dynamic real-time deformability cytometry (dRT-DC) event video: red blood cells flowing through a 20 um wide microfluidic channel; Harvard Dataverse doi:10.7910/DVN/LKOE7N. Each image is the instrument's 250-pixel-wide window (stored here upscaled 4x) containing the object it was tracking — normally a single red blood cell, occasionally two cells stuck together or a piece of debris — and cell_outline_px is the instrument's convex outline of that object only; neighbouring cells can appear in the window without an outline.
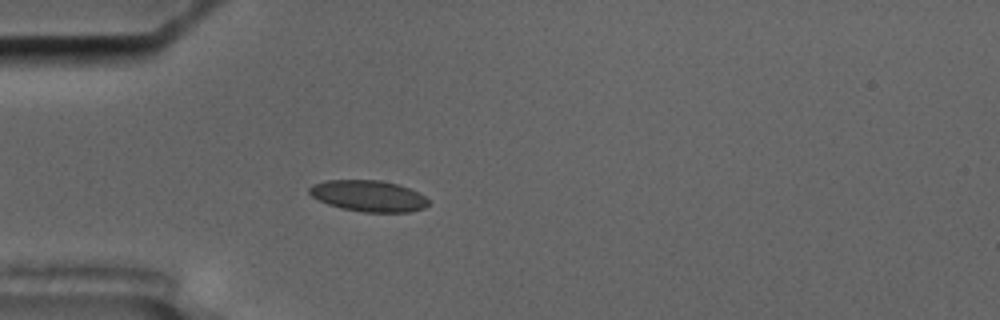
{"species": "common noctule bat (a hibernating species)", "species_latin": "Nyctalus noctula", "temperature_condition": "cold", "stored_images_in_passage": 4, "camera_frame_rate_fps": 3000, "um_per_image_px": 0.085, "animal": {"sex": "male", "body_mass_g": 17.5, "forearm_length_mm": 52.3}, "frame": {"image": 1, "passage_image": 4, "time_ms": 4.667, "image_size_px": [1000, 320], "cell_outline_px": [[428, 204], [424, 208], [408, 212], [364, 212], [340, 208], [328, 204], [312, 196], [308, 192], [308, 188], [312, 184], [324, 180], [380, 180], [396, 184], [408, 188], [424, 196], [428, 200]], "centroid_in_image_um": [31.28, 16.65], "position_along_channel_um": 53.7, "area_um2": 21.56}}